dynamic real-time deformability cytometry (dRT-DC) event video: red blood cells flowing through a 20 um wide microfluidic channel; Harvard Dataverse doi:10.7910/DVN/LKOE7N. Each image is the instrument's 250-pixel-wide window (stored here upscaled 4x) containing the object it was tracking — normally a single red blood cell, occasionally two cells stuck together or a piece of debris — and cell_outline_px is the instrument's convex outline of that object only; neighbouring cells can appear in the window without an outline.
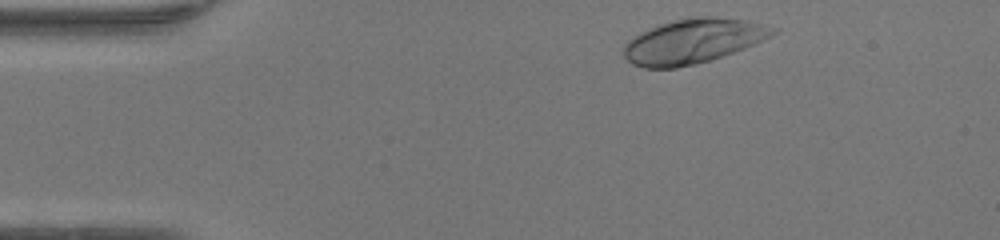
{"species": "human", "species_latin": "Homo sapiens", "temperature_condition": "warm", "stored_images_in_passage": 38, "camera_frame_rate_fps": 3000, "um_per_image_px": 0.085, "donor": {"sex": "female"}, "frame": {"image": 1, "passage_image": 2, "time_ms": 0.333, "image_size_px": [1000, 240], "cell_outline_px": [[776, 32], [744, 48], [708, 60], [676, 68], [644, 68], [632, 64], [624, 56], [624, 44], [632, 36], [640, 32], [660, 24], [676, 20], [696, 16], [708, 16], [748, 20], [776, 28]], "centroid_in_image_um": [58.84, 3.49], "position_along_channel_um": 26.2, "area_um2": 38.09}}
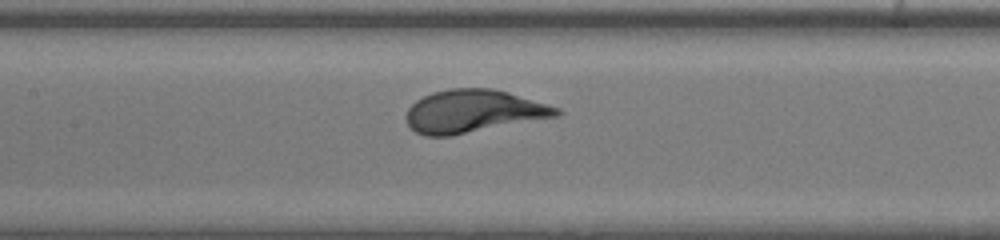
{"frame": {"image": 2, "passage_image": 17, "time_ms": 5.333, "image_size_px": [1000, 240], "cell_outline_px": [[564, 112], [560, 116], [452, 136], [424, 136], [416, 132], [404, 120], [404, 116], [408, 108], [416, 100], [432, 92], [448, 88], [492, 88], [508, 92], [548, 104], [560, 108]], "centroid_in_image_um": [40.24, 9.46], "position_along_channel_um": 167.2, "area_um2": 37.97}}
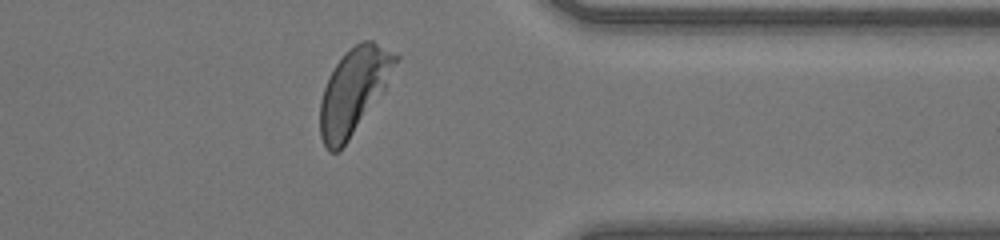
{"frame": {"image": 3, "passage_image": 33, "time_ms": 10.667, "image_size_px": [1000, 240], "cell_outline_px": [[400, 56], [384, 92], [348, 140], [336, 152], [328, 152], [320, 136], [320, 100], [324, 88], [336, 64], [344, 52], [348, 48], [360, 40], [372, 40]], "centroid_in_image_um": [30.08, 7.7], "position_along_channel_um": 381.3, "area_um2": 37.4}, "authors_computed_cell_mechanics": {"area_um2": 36.4429, "velocity_mm_per_s": 4.228, "shape_relaxation_time_tau1_ms": 1.7902, "shape_relaxation_time_tau2_ms": null, "deformation_change_tau1": 0.1732, "deformation_change_tau2": null}}